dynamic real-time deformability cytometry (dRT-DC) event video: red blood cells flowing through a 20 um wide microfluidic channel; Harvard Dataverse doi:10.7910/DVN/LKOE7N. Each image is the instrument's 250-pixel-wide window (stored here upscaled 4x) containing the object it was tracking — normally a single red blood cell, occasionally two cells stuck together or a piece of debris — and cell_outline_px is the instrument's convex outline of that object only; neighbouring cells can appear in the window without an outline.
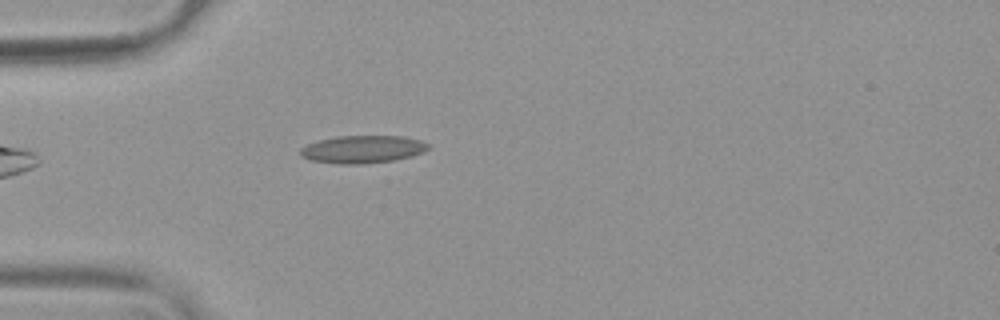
{"species": "common noctule bat (a hibernating species)", "species_latin": "Nyctalus noctula", "temperature_condition": "warm", "stored_images_in_passage": 41, "camera_frame_rate_fps": 3000, "um_per_image_px": 0.085, "animal": {"sex": "female", "body_mass_g": 19.9}, "frame": {"image": 1, "passage_image": 3, "time_ms": 0.667, "image_size_px": [1000, 320], "cell_outline_px": [[428, 148], [424, 152], [412, 156], [392, 160], [360, 164], [340, 164], [308, 160], [300, 156], [300, 148], [308, 144], [320, 140], [336, 136], [404, 136], [420, 140], [428, 144]], "centroid_in_image_um": [30.8, 12.69], "position_along_channel_um": 54.2, "area_um2": 20.58}}
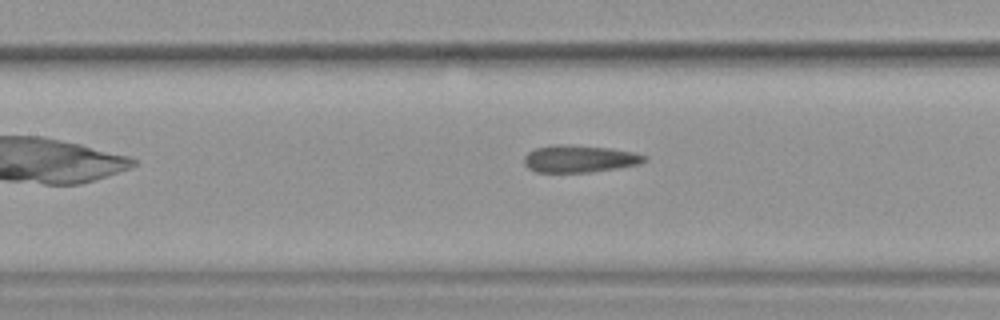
{"frame": {"image": 2, "passage_image": 12, "time_ms": 3.667, "image_size_px": [1000, 320], "cell_outline_px": [[648, 160], [640, 164], [592, 172], [536, 172], [528, 168], [524, 164], [524, 156], [528, 152], [536, 148], [556, 144], [568, 144], [608, 148], [632, 152], [648, 156]], "centroid_in_image_um": [49.25, 13.5], "position_along_channel_um": 158.1, "area_um2": 19.13}}
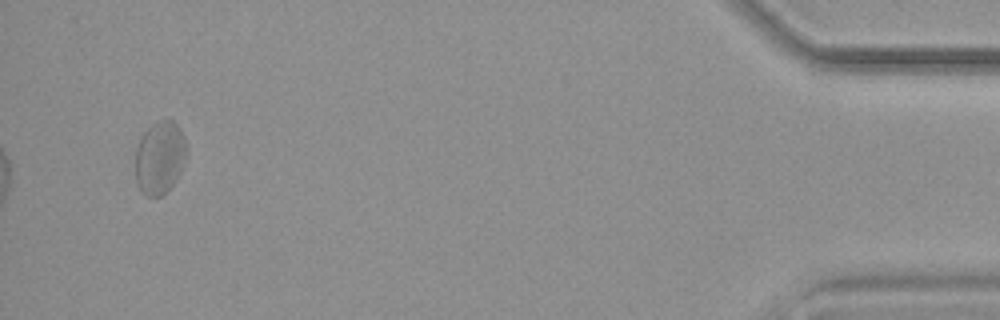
{"frame": {"image": 3, "passage_image": 39, "time_ms": 12.667, "image_size_px": [1000, 320], "cell_outline_px": [[188, 152], [180, 172], [176, 180], [160, 196], [148, 196], [136, 184], [136, 148], [140, 136], [152, 124], [160, 120], [172, 120], [180, 128]], "centroid_in_image_um": [13.58, 13.37], "position_along_channel_um": 421.6, "area_um2": 21.56}, "authors_computed_cell_mechanics": {"area_um2": 19.7098, "velocity_mm_per_s": 3.7647, "shape_relaxation_time_tau1_ms": null, "shape_relaxation_time_tau2_ms": 2.2885, "deformation_change_tau1": null, "deformation_change_tau2": 0.0841}}